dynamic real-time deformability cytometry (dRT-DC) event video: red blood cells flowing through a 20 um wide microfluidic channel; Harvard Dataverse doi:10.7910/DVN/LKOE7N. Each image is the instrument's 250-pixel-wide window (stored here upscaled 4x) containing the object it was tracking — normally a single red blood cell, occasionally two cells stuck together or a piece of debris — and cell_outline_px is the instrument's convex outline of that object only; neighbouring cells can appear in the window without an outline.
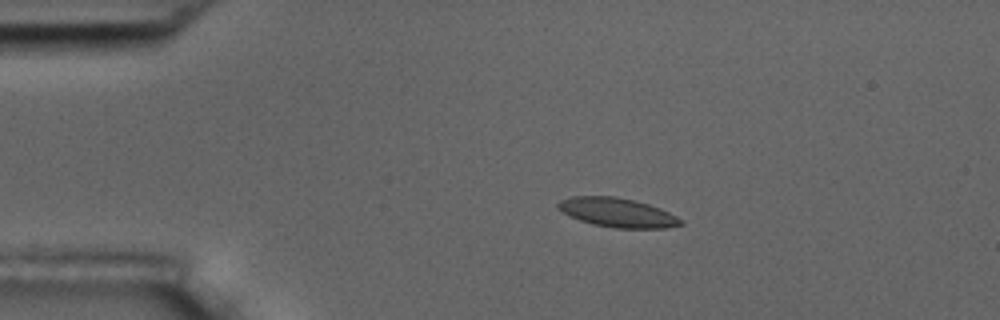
{"species": "common noctule bat (a hibernating species)", "species_latin": "Nyctalus noctula", "temperature_condition": "room temperature", "stored_images_in_passage": 6, "camera_frame_rate_fps": 3000, "um_per_image_px": 0.085, "animal": {"sex": "male", "body_mass_g": 17.5, "forearm_length_mm": 52.3}, "frame": {"image": 1, "passage_image": 4, "time_ms": 3.333, "image_size_px": [1000, 320], "cell_outline_px": [[684, 224], [664, 228], [616, 228], [592, 224], [568, 216], [556, 208], [556, 204], [560, 200], [572, 196], [616, 196], [648, 204], [660, 208], [676, 216]], "centroid_in_image_um": [52.42, 18.06], "position_along_channel_um": 32.6, "area_um2": 20.81}}
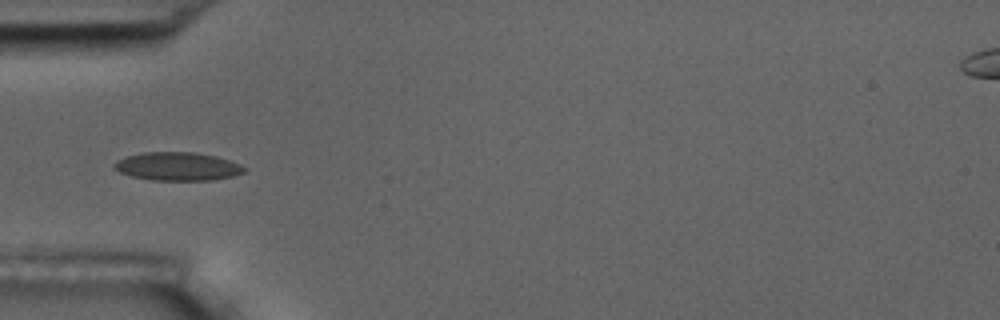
{"frame": {"image": 2, "passage_image": 6, "time_ms": 5.667, "image_size_px": [1000, 320], "cell_outline_px": [[248, 168], [244, 172], [232, 176], [212, 180], [152, 180], [132, 176], [120, 172], [112, 168], [112, 164], [116, 160], [128, 156], [144, 152], [196, 152], [216, 156], [240, 164]], "centroid_in_image_um": [15.08, 14.14], "position_along_channel_um": 69.9, "area_um2": 21.5}}